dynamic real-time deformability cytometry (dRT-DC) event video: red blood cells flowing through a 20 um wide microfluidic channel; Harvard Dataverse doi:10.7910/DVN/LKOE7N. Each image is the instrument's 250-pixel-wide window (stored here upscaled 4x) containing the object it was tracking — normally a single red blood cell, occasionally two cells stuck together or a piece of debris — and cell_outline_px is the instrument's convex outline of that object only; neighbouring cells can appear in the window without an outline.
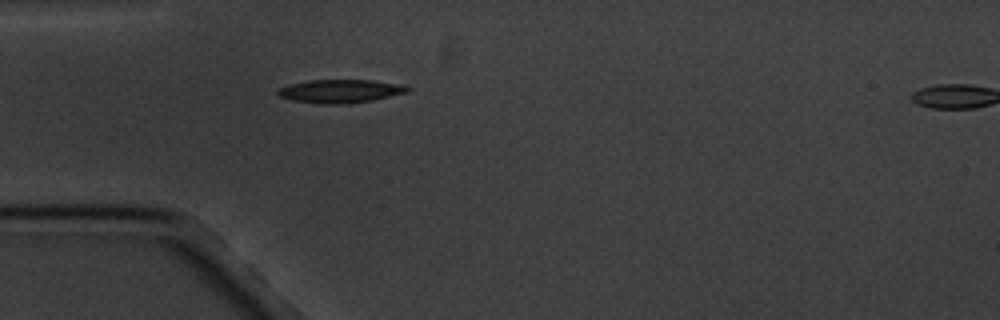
{"species": "common noctule bat (a hibernating species)", "species_latin": "Nyctalus noctula", "temperature_condition": "cold", "stored_images_in_passage": 2, "segment_of_instrument_passage": [1, 2], "camera_frame_rate_fps": 3000, "um_per_image_px": 0.085, "animal": {"sex": "male", "body_mass_g": 20.1, "forearm_length_mm": 53.5}, "frame": {"image": 1, "passage_image": 1, "time_ms": 0.0, "image_size_px": [1000, 320], "cell_outline_px": [[412, 88], [408, 92], [372, 100], [348, 104], [324, 104], [292, 100], [276, 96], [276, 92], [280, 88], [292, 84], [308, 80], [372, 80], [408, 84]], "centroid_in_image_um": [28.99, 7.74], "position_along_channel_um": 56.0, "area_um2": 17.86}}